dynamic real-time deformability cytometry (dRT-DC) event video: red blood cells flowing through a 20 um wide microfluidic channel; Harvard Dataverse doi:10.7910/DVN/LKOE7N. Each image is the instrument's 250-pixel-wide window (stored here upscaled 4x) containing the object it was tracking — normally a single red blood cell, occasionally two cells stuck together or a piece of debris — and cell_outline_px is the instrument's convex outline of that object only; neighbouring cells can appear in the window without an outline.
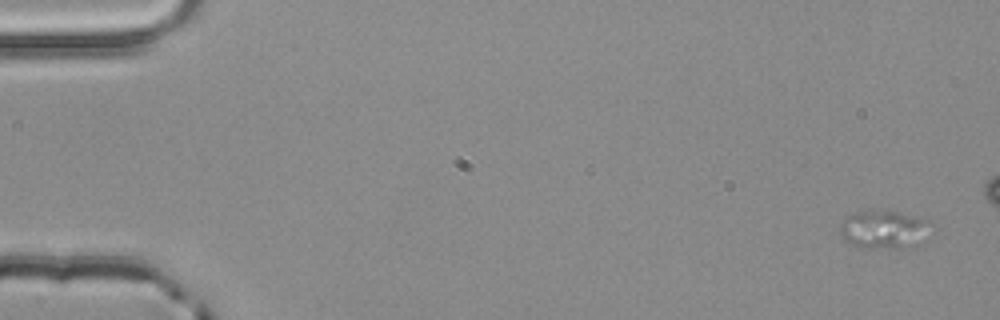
{"species": "common noctule bat (a hibernating species)", "species_latin": "Nyctalus noctula", "temperature_condition": "room temperature", "stored_images_in_passage": 5, "segment_of_instrument_passage": [2, 2], "camera_frame_rate_fps": 3000, "um_per_image_px": 0.085, "animal": {"sex": "male", "body_mass_g": 20.4}, "frame": {"image": 1, "passage_image": 5, "time_ms": 1.333, "image_size_px": [1000, 320], "cell_outline_px": [[928, 220], [916, 244], [912, 248], [868, 248], [852, 244], [844, 240], [840, 236], [840, 224], [844, 216], [860, 212], [900, 212], [920, 216]], "centroid_in_image_um": [75.01, 19.51], "position_along_channel_um": 10.0, "area_um2": 19.48}}